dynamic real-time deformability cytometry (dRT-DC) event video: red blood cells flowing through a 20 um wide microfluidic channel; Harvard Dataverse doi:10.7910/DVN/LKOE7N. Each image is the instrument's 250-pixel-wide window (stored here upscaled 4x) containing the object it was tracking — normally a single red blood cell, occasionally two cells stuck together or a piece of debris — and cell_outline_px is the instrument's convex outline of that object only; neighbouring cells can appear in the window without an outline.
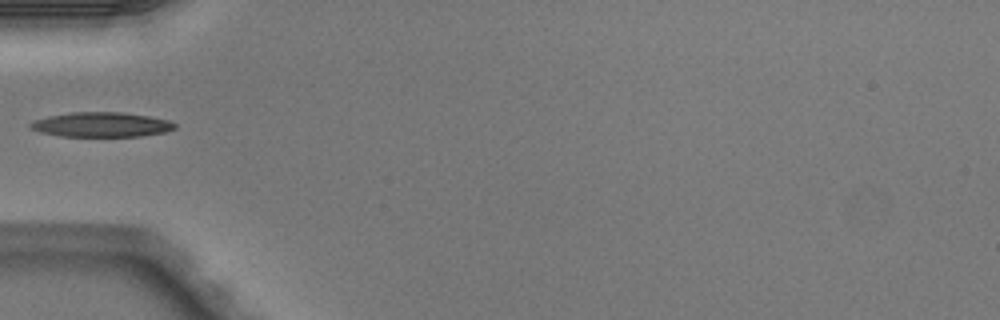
{"species": "Egyptian fruit bat (a non-hibernating species)", "species_latin": "Rousettus aegyptiacus", "temperature_condition": "warm", "stored_images_in_passage": 3, "camera_frame_rate_fps": 3000, "um_per_image_px": 0.085, "animal": {"sex": "male"}, "frame": {"image": 1, "passage_image": 2, "time_ms": 0.333, "image_size_px": [1000, 320], "cell_outline_px": [[176, 128], [164, 132], [140, 136], [60, 136], [40, 132], [28, 128], [28, 124], [32, 120], [48, 116], [72, 112], [124, 112], [148, 116], [168, 120], [176, 124]], "centroid_in_image_um": [8.57, 10.59], "position_along_channel_um": 76.4, "area_um2": 20.87}}
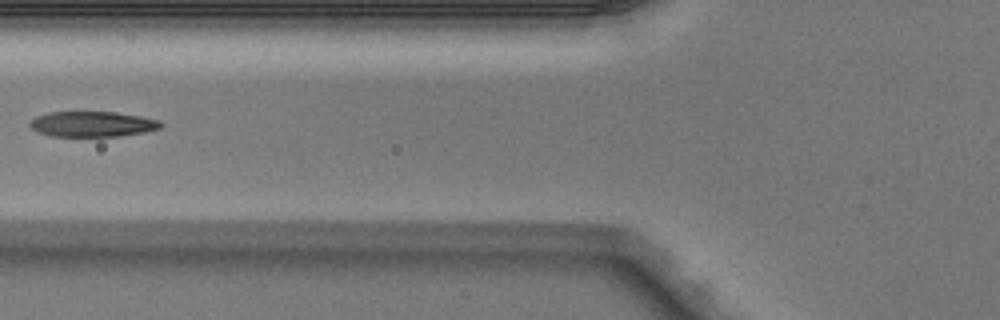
{"frame": {"image": 2, "passage_image": 3, "time_ms": 0.667, "image_size_px": [1000, 320], "cell_outline_px": [[164, 124], [160, 128], [144, 132], [116, 136], [52, 136], [36, 132], [28, 124], [36, 116], [48, 112], [116, 112], [140, 116], [160, 120]], "centroid_in_image_um": [7.85, 10.54], "position_along_channel_um": 118.0, "area_um2": 19.36}}